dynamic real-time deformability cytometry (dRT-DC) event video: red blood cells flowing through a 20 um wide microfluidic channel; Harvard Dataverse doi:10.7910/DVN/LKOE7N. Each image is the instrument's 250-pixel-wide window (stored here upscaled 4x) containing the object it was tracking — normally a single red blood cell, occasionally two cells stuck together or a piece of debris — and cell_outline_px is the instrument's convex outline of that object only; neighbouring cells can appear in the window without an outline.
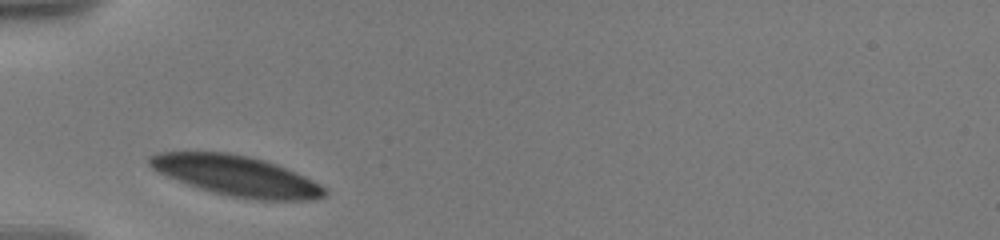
{"species": "human", "species_latin": "Homo sapiens", "temperature_condition": "warm", "stored_images_in_passage": 45, "camera_frame_rate_fps": 3000, "um_per_image_px": 0.085, "donor": {"sex": "male"}, "frame": {"image": 1, "passage_image": 1, "time_ms": 0.0, "image_size_px": [1000, 240], "cell_outline_px": [[328, 192], [324, 196], [312, 200], [256, 200], [232, 196], [212, 192], [188, 184], [156, 172], [148, 164], [148, 156], [160, 152], [228, 152], [252, 156], [276, 164], [304, 176], [320, 184]], "centroid_in_image_um": [20.08, 14.93], "position_along_channel_um": 64.9, "area_um2": 40.98}}
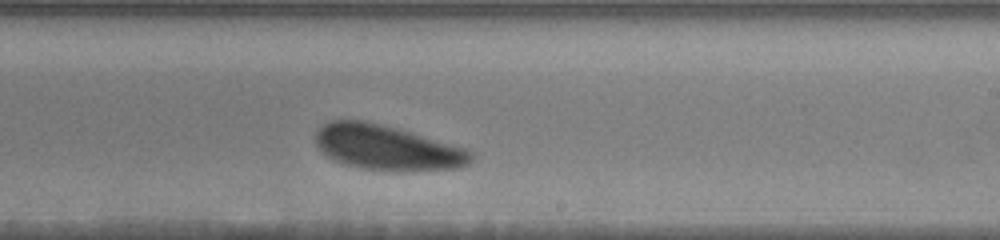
{"frame": {"image": 2, "passage_image": 25, "time_ms": 5.667, "image_size_px": [1000, 240], "cell_outline_px": [[476, 156], [468, 164], [460, 168], [404, 172], [360, 168], [344, 164], [332, 160], [316, 144], [316, 132], [324, 124], [332, 120], [360, 120], [396, 128], [468, 148]], "centroid_in_image_um": [32.97, 12.57], "position_along_channel_um": 256.0, "area_um2": 40.92}}
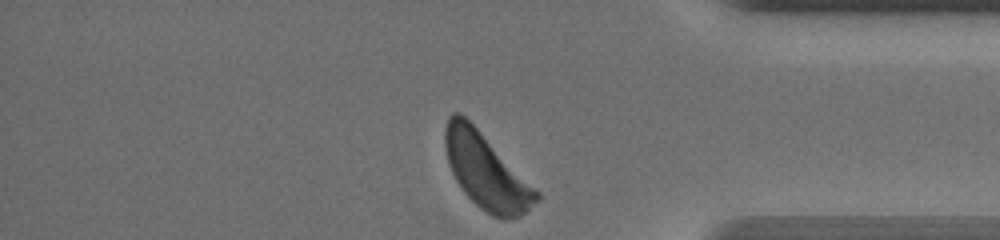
{"frame": {"image": 3, "passage_image": 44, "time_ms": 10.0, "image_size_px": [1000, 240], "cell_outline_px": [[540, 200], [520, 216], [504, 220], [500, 220], [492, 216], [480, 208], [464, 192], [456, 180], [448, 164], [444, 144], [444, 128], [448, 116], [452, 112], [460, 112], [540, 192]], "centroid_in_image_um": [41.31, 14.58], "position_along_channel_um": 393.9, "area_um2": 39.71}, "authors_computed_cell_mechanics": {"area_um2": 40.9224, "velocity_mm_per_s": 3.4739, "shape_relaxation_time_tau1_ms": 1.909, "shape_relaxation_time_tau2_ms": null, "deformation_change_tau1": 0.084, "deformation_change_tau2": null}}